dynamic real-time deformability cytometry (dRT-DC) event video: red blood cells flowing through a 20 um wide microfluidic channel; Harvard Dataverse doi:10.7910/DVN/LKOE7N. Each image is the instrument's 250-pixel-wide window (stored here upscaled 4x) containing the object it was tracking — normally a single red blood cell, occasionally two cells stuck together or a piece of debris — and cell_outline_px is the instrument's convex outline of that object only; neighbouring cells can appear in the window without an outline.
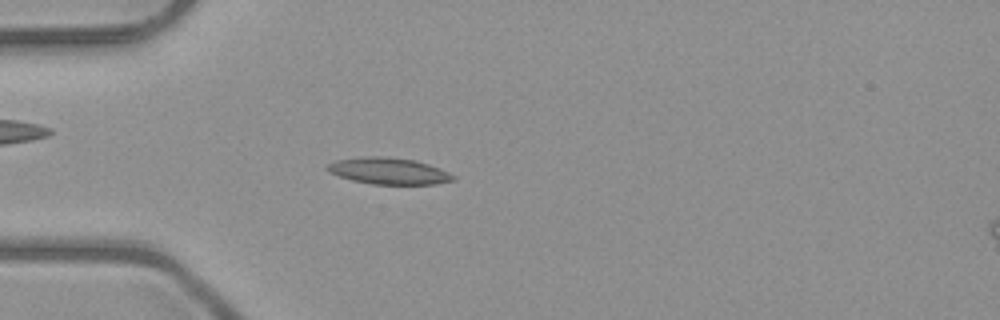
{"species": "common noctule bat (a hibernating species)", "species_latin": "Nyctalus noctula", "temperature_condition": "room temperature", "stored_images_in_passage": 41, "camera_frame_rate_fps": 3000, "um_per_image_px": 0.085, "animal": {"sex": "male", "body_mass_g": 23.1, "forearm_length_mm": 52.7}, "frame": {"image": 1, "passage_image": 4, "time_ms": 1.0, "image_size_px": [1000, 320], "cell_outline_px": [[456, 180], [436, 184], [372, 184], [352, 180], [328, 172], [324, 168], [324, 164], [336, 160], [368, 156], [388, 156], [412, 160], [428, 164], [440, 168], [456, 176]], "centroid_in_image_um": [33.01, 14.53], "position_along_channel_um": 52.0, "area_um2": 19.59}}
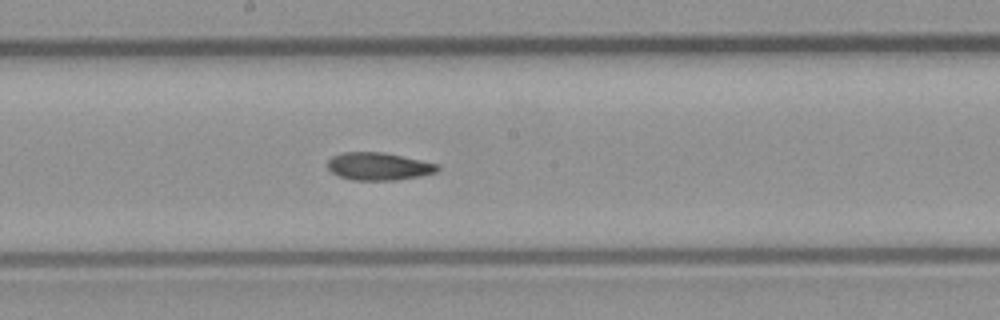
{"frame": {"image": 2, "passage_image": 17, "time_ms": 5.333, "image_size_px": [1000, 320], "cell_outline_px": [[440, 168], [436, 172], [420, 176], [396, 180], [352, 180], [340, 176], [332, 172], [328, 168], [328, 160], [332, 156], [344, 152], [384, 152], [440, 164]], "centroid_in_image_um": [32.21, 14.14], "position_along_channel_um": 216.0, "area_um2": 17.74}}
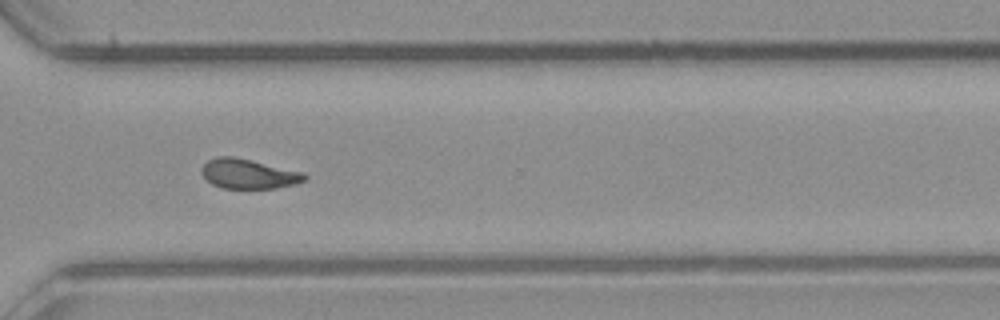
{"frame": {"image": 3, "passage_image": 27, "time_ms": 8.667, "image_size_px": [1000, 320], "cell_outline_px": [[308, 176], [304, 180], [296, 184], [276, 188], [220, 188], [212, 184], [200, 172], [200, 168], [208, 160], [220, 156], [232, 156], [252, 160], [304, 172]], "centroid_in_image_um": [21.12, 14.77], "position_along_channel_um": 349.5, "area_um2": 17.86}, "authors_computed_cell_mechanics": {"area_um2": 17.918, "velocity_mm_per_s": 4.0131, "shape_relaxation_time_tau1_ms": 9.2693, "shape_relaxation_time_tau2_ms": 3.9959, "deformation_change_tau1": 0.2042, "deformation_change_tau2": 0.1104}}